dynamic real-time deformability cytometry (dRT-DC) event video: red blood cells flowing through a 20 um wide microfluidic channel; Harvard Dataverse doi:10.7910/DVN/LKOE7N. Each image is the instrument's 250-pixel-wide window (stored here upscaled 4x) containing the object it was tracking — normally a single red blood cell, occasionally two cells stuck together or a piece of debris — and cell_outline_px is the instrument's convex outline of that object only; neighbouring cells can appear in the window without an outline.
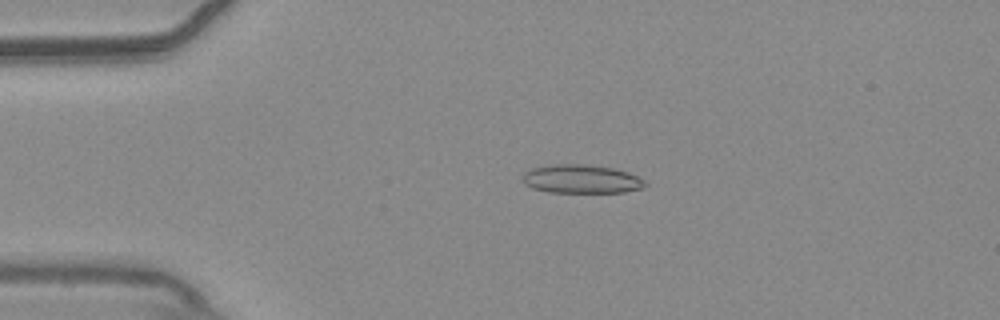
{"species": "common noctule bat (a hibernating species)", "species_latin": "Nyctalus noctula", "temperature_condition": "warm", "stored_images_in_passage": 54, "camera_frame_rate_fps": 3000, "um_per_image_px": 0.085, "animal": {"sex": "male", "body_mass_g": 20.4}, "frame": {"image": 1, "passage_image": 12, "time_ms": 3.667, "image_size_px": [1000, 320], "cell_outline_px": [[648, 184], [644, 188], [624, 192], [548, 192], [532, 188], [524, 184], [520, 180], [520, 176], [524, 172], [532, 168], [552, 164], [588, 164], [616, 168], [628, 172], [644, 180]], "centroid_in_image_um": [49.39, 15.21], "position_along_channel_um": 35.6, "area_um2": 20.81}}
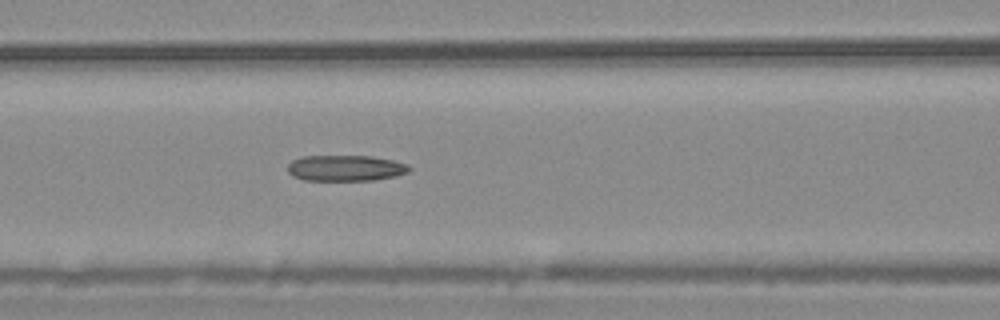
{"frame": {"image": 2, "passage_image": 23, "time_ms": 7.333, "image_size_px": [1000, 320], "cell_outline_px": [[412, 168], [408, 172], [396, 176], [372, 180], [304, 180], [292, 176], [288, 172], [288, 164], [292, 160], [300, 156], [372, 156], [392, 160], [408, 164]], "centroid_in_image_um": [29.36, 14.28], "position_along_channel_um": 137.2, "area_um2": 18.44}}
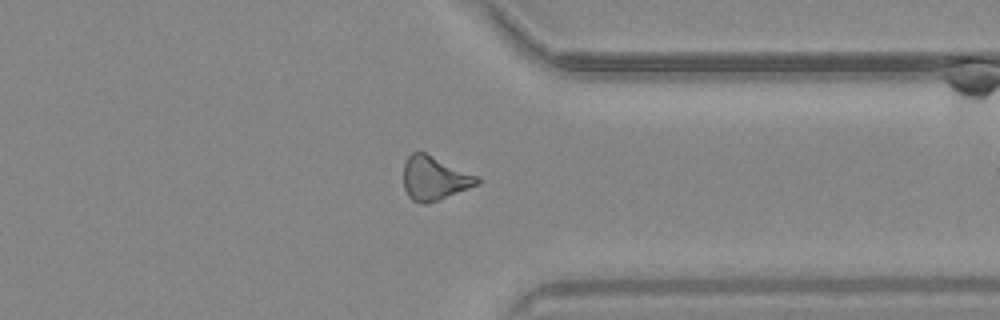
{"frame": {"image": 3, "passage_image": 42, "time_ms": 13.667, "image_size_px": [1000, 320], "cell_outline_px": [[480, 184], [436, 200], [424, 204], [412, 200], [408, 196], [404, 188], [404, 164], [408, 156], [412, 152], [424, 152], [480, 176]], "centroid_in_image_um": [36.94, 15.14], "position_along_channel_um": 374.5, "area_um2": 18.73}}